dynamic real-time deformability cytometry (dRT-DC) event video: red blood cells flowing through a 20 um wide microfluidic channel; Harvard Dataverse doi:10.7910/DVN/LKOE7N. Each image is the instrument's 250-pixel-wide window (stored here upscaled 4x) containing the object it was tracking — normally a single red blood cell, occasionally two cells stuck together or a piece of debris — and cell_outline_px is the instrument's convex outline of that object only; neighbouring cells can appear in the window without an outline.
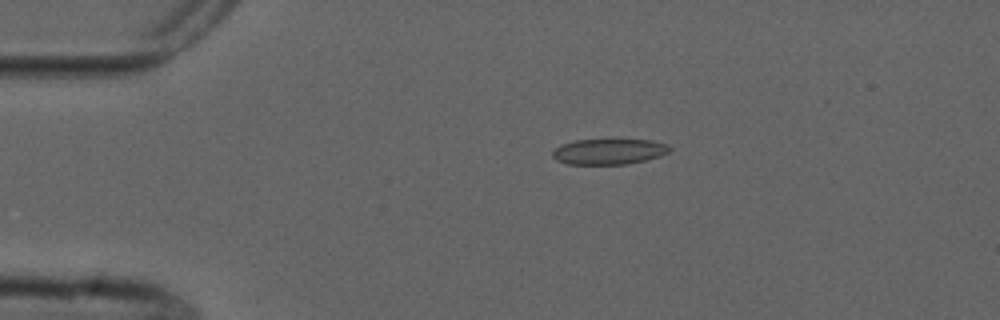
{"species": "common noctule bat (a hibernating species)", "species_latin": "Nyctalus noctula", "temperature_condition": "cold", "stored_images_in_passage": 5, "camera_frame_rate_fps": 3000, "um_per_image_px": 0.085, "animal": {"sex": "male", "forearm_length_mm": 52.5}, "frame": {"image": 1, "passage_image": 2, "time_ms": 2.333, "image_size_px": [1000, 320], "cell_outline_px": [[672, 148], [668, 152], [660, 156], [628, 164], [568, 164], [556, 160], [552, 156], [552, 152], [560, 144], [576, 140], [652, 140], [668, 144]], "centroid_in_image_um": [51.76, 12.88], "position_along_channel_um": 33.2, "area_um2": 17.46}}
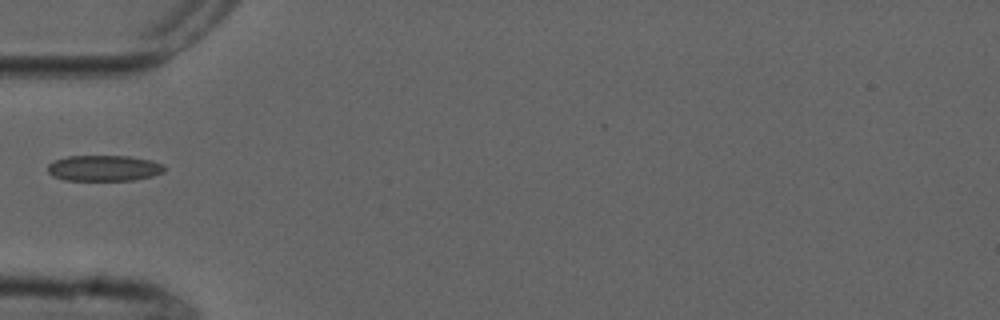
{"frame": {"image": 2, "passage_image": 5, "time_ms": 4.667, "image_size_px": [1000, 320], "cell_outline_px": [[164, 172], [152, 176], [136, 180], [64, 180], [52, 176], [48, 172], [48, 164], [52, 160], [68, 156], [128, 156], [152, 160], [164, 164]], "centroid_in_image_um": [8.83, 14.29], "position_along_channel_um": 76.2, "area_um2": 17.74}}